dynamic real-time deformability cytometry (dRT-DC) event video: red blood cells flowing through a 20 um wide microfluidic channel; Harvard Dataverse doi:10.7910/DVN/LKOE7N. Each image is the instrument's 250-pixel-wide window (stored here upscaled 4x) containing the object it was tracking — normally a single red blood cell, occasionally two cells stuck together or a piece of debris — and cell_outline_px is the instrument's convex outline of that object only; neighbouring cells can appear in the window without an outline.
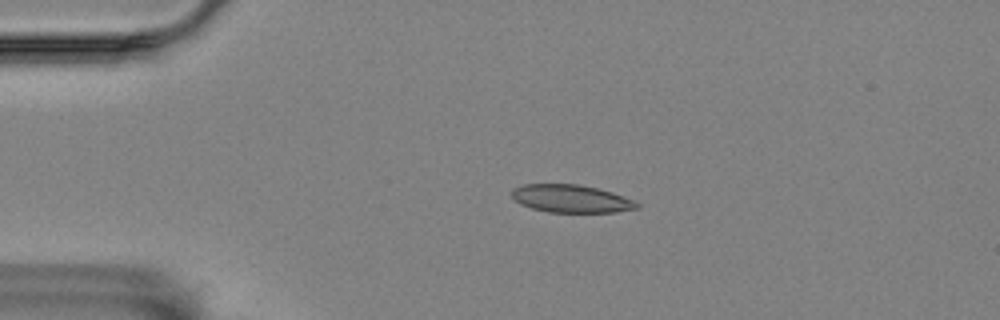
{"species": "Egyptian fruit bat (a non-hibernating species)", "species_latin": "Rousettus aegyptiacus", "temperature_condition": "room temperature", "stored_images_in_passage": 7, "camera_frame_rate_fps": 3000, "um_per_image_px": 0.085, "animal": {"sex": "female"}, "frame": {"image": 1, "passage_image": 4, "time_ms": 1.0, "image_size_px": [1000, 320], "cell_outline_px": [[640, 208], [616, 212], [548, 212], [532, 208], [520, 204], [512, 196], [512, 188], [524, 184], [580, 184], [612, 192], [632, 200], [640, 204]], "centroid_in_image_um": [48.54, 16.88], "position_along_channel_um": 36.5, "area_um2": 20.23}}